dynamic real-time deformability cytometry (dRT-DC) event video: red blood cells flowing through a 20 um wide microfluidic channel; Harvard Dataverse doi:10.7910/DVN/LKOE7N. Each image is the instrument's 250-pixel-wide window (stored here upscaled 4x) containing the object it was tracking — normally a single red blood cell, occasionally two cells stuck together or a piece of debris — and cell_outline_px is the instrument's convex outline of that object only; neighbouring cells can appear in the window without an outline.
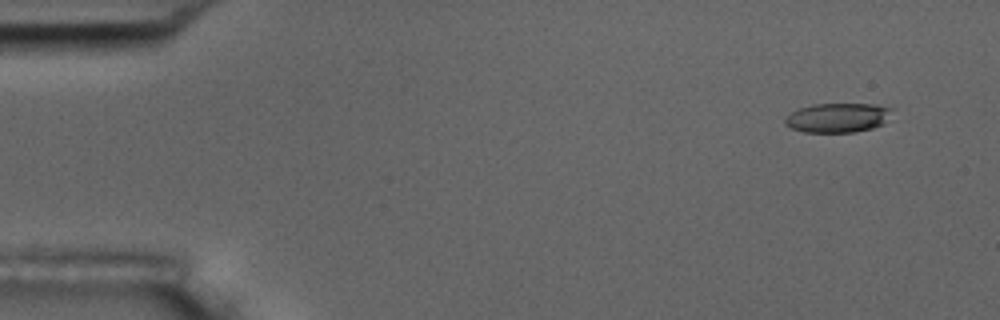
{"species": "common noctule bat (a hibernating species)", "species_latin": "Nyctalus noctula", "temperature_condition": "room temperature", "stored_images_in_passage": 5, "camera_frame_rate_fps": 3000, "um_per_image_px": 0.085, "animal": {"sex": "male", "body_mass_g": 17.5, "forearm_length_mm": 52.3}, "frame": {"image": 1, "passage_image": 1, "time_ms": 0.0, "image_size_px": [1000, 320], "cell_outline_px": [[896, 108], [884, 124], [872, 128], [856, 132], [804, 132], [792, 128], [784, 124], [784, 116], [800, 108], [812, 104], [876, 104]], "centroid_in_image_um": [71.25, 10.0], "position_along_channel_um": 13.8, "area_um2": 18.61}}
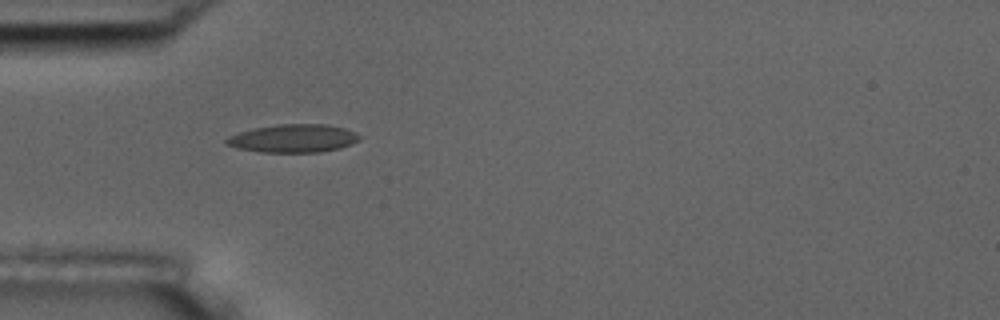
{"frame": {"image": 2, "passage_image": 4, "time_ms": 4.333, "image_size_px": [1000, 320], "cell_outline_px": [[364, 136], [360, 140], [340, 148], [320, 152], [260, 152], [240, 148], [224, 144], [224, 140], [228, 136], [252, 128], [276, 124], [328, 124], [344, 128], [356, 132]], "centroid_in_image_um": [24.95, 11.75], "position_along_channel_um": 60.0, "area_um2": 22.02}}